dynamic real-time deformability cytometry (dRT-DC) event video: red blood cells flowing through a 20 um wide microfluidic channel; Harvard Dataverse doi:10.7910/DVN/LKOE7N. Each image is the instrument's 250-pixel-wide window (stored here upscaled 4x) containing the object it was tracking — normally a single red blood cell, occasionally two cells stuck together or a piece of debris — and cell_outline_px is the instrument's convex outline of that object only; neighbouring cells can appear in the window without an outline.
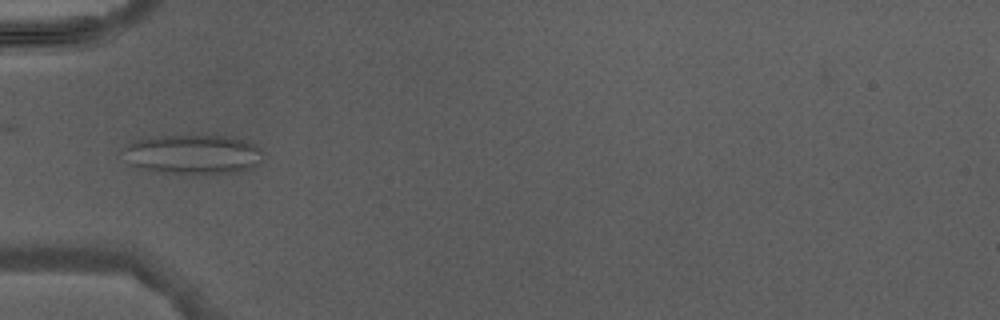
{"species": "Egyptian fruit bat (a non-hibernating species)", "species_latin": "Rousettus aegyptiacus", "temperature_condition": "warm", "stored_images_in_passage": 5, "camera_frame_rate_fps": 3000, "um_per_image_px": 0.085, "animal": {"sex": "male"}, "frame": {"image": 1, "passage_image": 5, "time_ms": 5.0, "image_size_px": [1000, 320], "cell_outline_px": [[264, 152], [260, 164], [252, 168], [240, 172], [160, 172], [128, 164], [116, 152], [128, 144], [136, 140], [160, 136], [232, 136], [256, 144]], "centroid_in_image_um": [16.38, 13.1], "position_along_channel_um": 68.6, "area_um2": 32.31}}